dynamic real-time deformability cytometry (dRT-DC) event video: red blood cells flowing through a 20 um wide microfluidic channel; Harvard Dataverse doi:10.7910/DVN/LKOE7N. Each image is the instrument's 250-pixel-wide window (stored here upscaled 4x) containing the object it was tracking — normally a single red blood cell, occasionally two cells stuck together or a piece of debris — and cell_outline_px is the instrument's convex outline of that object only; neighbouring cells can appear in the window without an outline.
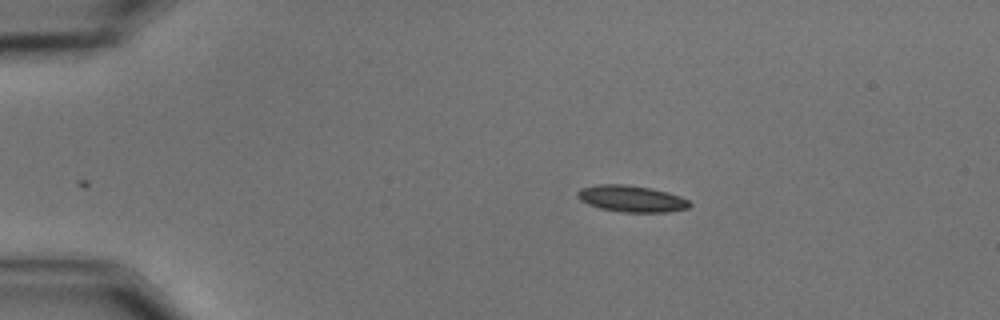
{"species": "common noctule bat (a hibernating species)", "species_latin": "Nyctalus noctula", "temperature_condition": "cold", "stored_images_in_passage": 47, "camera_frame_rate_fps": 3000, "um_per_image_px": 0.085, "animal": {"sex": "male", "body_mass_g": 15.6}, "frame": {"image": 1, "passage_image": 1, "time_ms": 0.0, "image_size_px": [1000, 320], "cell_outline_px": [[692, 204], [688, 208], [668, 212], [624, 212], [600, 208], [588, 204], [580, 200], [576, 196], [576, 192], [580, 188], [600, 184], [624, 184], [648, 188], [668, 192], [680, 196], [688, 200]], "centroid_in_image_um": [53.66, 16.89], "position_along_channel_um": 31.3, "area_um2": 17.28}}
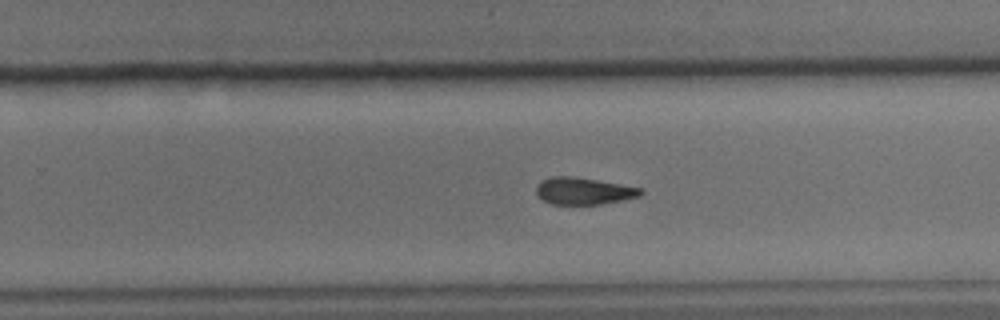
{"frame": {"image": 2, "passage_image": 27, "time_ms": 8.667, "image_size_px": [1000, 320], "cell_outline_px": [[644, 192], [640, 196], [600, 204], [552, 204], [536, 196], [536, 184], [552, 176], [572, 176], [644, 188]], "centroid_in_image_um": [49.6, 16.23], "position_along_channel_um": 280.2, "area_um2": 16.36}}
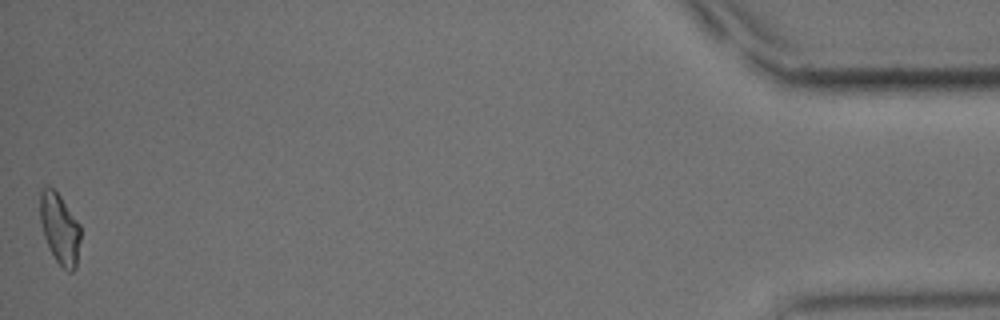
{"frame": {"image": 3, "passage_image": 47, "time_ms": 15.333, "image_size_px": [1000, 320], "cell_outline_px": [[80, 240], [76, 268], [72, 272], [68, 272], [56, 260], [48, 248], [44, 236], [40, 220], [40, 192], [44, 188], [52, 188], [60, 196], [80, 224]], "centroid_in_image_um": [5.08, 19.47], "position_along_channel_um": 430.1, "area_um2": 16.53}, "authors_computed_cell_mechanics": {"area_um2": 17.2244, "velocity_mm_per_s": 3.5373, "shape_relaxation_time_tau1_ms": 5.5705, "shape_relaxation_time_tau2_ms": 8.9567, "deformation_change_tau1": 0.1609, "deformation_change_tau2": 0.1669}}